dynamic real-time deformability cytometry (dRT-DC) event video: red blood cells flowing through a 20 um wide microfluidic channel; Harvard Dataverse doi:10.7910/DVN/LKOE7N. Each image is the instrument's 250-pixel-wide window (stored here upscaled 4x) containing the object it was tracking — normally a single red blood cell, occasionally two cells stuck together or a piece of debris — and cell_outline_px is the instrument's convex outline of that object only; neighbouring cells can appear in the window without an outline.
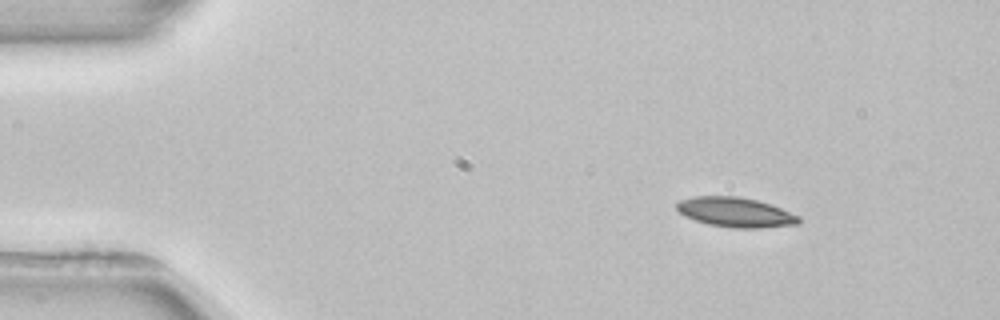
{"species": "common noctule bat (a hibernating species)", "species_latin": "Nyctalus noctula", "temperature_condition": "room temperature", "stored_images_in_passage": 3, "camera_frame_rate_fps": 3000, "um_per_image_px": 0.085, "animal": {"sex": "female", "body_mass_g": 22.7, "forearm_length_mm": 54.2}, "frame": {"image": 1, "passage_image": 1, "time_ms": 0.0, "image_size_px": [1000, 320], "cell_outline_px": [[800, 224], [760, 228], [732, 228], [708, 224], [684, 216], [676, 208], [676, 204], [680, 200], [692, 196], [740, 196], [756, 200], [780, 208], [800, 216]], "centroid_in_image_um": [62.51, 18.04], "position_along_channel_um": 22.5, "area_um2": 21.15}}
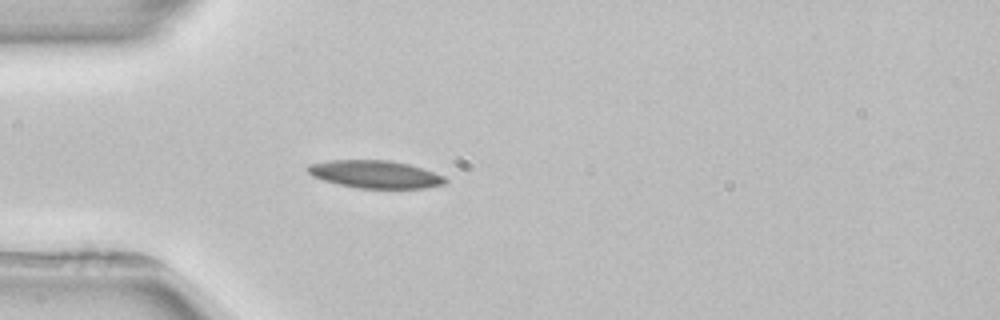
{"frame": {"image": 2, "passage_image": 3, "time_ms": 2.667, "image_size_px": [1000, 320], "cell_outline_px": [[448, 180], [444, 184], [424, 188], [356, 188], [324, 180], [312, 176], [304, 168], [308, 164], [328, 160], [388, 160], [408, 164], [444, 176]], "centroid_in_image_um": [31.84, 14.81], "position_along_channel_um": 53.2, "area_um2": 22.08}}